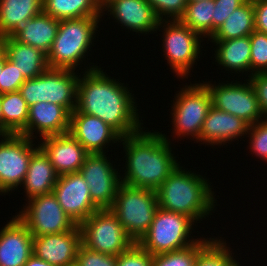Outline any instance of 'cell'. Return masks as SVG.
<instances>
[{
    "mask_svg": "<svg viewBox=\"0 0 267 266\" xmlns=\"http://www.w3.org/2000/svg\"><path fill=\"white\" fill-rule=\"evenodd\" d=\"M208 88L212 106L215 109L242 118L249 125L263 120V114L257 99V94L248 78L244 82L236 80L202 81ZM213 82V84L211 83Z\"/></svg>",
    "mask_w": 267,
    "mask_h": 266,
    "instance_id": "11",
    "label": "cell"
},
{
    "mask_svg": "<svg viewBox=\"0 0 267 266\" xmlns=\"http://www.w3.org/2000/svg\"><path fill=\"white\" fill-rule=\"evenodd\" d=\"M26 78L4 53V65L0 76V94L19 91Z\"/></svg>",
    "mask_w": 267,
    "mask_h": 266,
    "instance_id": "38",
    "label": "cell"
},
{
    "mask_svg": "<svg viewBox=\"0 0 267 266\" xmlns=\"http://www.w3.org/2000/svg\"><path fill=\"white\" fill-rule=\"evenodd\" d=\"M194 226L197 227L190 217L158 208L150 228L137 244L152 256L181 250L200 239L193 238Z\"/></svg>",
    "mask_w": 267,
    "mask_h": 266,
    "instance_id": "6",
    "label": "cell"
},
{
    "mask_svg": "<svg viewBox=\"0 0 267 266\" xmlns=\"http://www.w3.org/2000/svg\"><path fill=\"white\" fill-rule=\"evenodd\" d=\"M211 184L206 176L179 164L156 190L159 208L184 214L195 223H201L215 213V206H218Z\"/></svg>",
    "mask_w": 267,
    "mask_h": 266,
    "instance_id": "3",
    "label": "cell"
},
{
    "mask_svg": "<svg viewBox=\"0 0 267 266\" xmlns=\"http://www.w3.org/2000/svg\"><path fill=\"white\" fill-rule=\"evenodd\" d=\"M234 254L224 238L214 237L198 253L194 266H242Z\"/></svg>",
    "mask_w": 267,
    "mask_h": 266,
    "instance_id": "32",
    "label": "cell"
},
{
    "mask_svg": "<svg viewBox=\"0 0 267 266\" xmlns=\"http://www.w3.org/2000/svg\"><path fill=\"white\" fill-rule=\"evenodd\" d=\"M58 176L49 157L39 147L31 156L25 180L21 186L26 196L25 201L35 196L52 193Z\"/></svg>",
    "mask_w": 267,
    "mask_h": 266,
    "instance_id": "24",
    "label": "cell"
},
{
    "mask_svg": "<svg viewBox=\"0 0 267 266\" xmlns=\"http://www.w3.org/2000/svg\"><path fill=\"white\" fill-rule=\"evenodd\" d=\"M208 41L213 43L212 45H215L216 48L213 47L215 56L210 58H215V62L218 63L217 66L222 67L221 70L225 69L230 74L234 73L236 75L241 73V76L244 74L246 75L244 79L251 76L250 36Z\"/></svg>",
    "mask_w": 267,
    "mask_h": 266,
    "instance_id": "23",
    "label": "cell"
},
{
    "mask_svg": "<svg viewBox=\"0 0 267 266\" xmlns=\"http://www.w3.org/2000/svg\"><path fill=\"white\" fill-rule=\"evenodd\" d=\"M69 133L89 154L107 153L109 146L120 144L121 140V136L104 121L81 112L71 113Z\"/></svg>",
    "mask_w": 267,
    "mask_h": 266,
    "instance_id": "16",
    "label": "cell"
},
{
    "mask_svg": "<svg viewBox=\"0 0 267 266\" xmlns=\"http://www.w3.org/2000/svg\"><path fill=\"white\" fill-rule=\"evenodd\" d=\"M104 14L110 15L115 23L120 24L128 32L132 31L136 35L138 33L139 36L157 33L160 21L146 0H116L102 11V17Z\"/></svg>",
    "mask_w": 267,
    "mask_h": 266,
    "instance_id": "18",
    "label": "cell"
},
{
    "mask_svg": "<svg viewBox=\"0 0 267 266\" xmlns=\"http://www.w3.org/2000/svg\"><path fill=\"white\" fill-rule=\"evenodd\" d=\"M43 12L57 20L102 17L98 0H43Z\"/></svg>",
    "mask_w": 267,
    "mask_h": 266,
    "instance_id": "29",
    "label": "cell"
},
{
    "mask_svg": "<svg viewBox=\"0 0 267 266\" xmlns=\"http://www.w3.org/2000/svg\"><path fill=\"white\" fill-rule=\"evenodd\" d=\"M255 31L253 0L236 8L208 40H229L250 36Z\"/></svg>",
    "mask_w": 267,
    "mask_h": 266,
    "instance_id": "28",
    "label": "cell"
},
{
    "mask_svg": "<svg viewBox=\"0 0 267 266\" xmlns=\"http://www.w3.org/2000/svg\"><path fill=\"white\" fill-rule=\"evenodd\" d=\"M75 266H117V256L94 251L81 243Z\"/></svg>",
    "mask_w": 267,
    "mask_h": 266,
    "instance_id": "37",
    "label": "cell"
},
{
    "mask_svg": "<svg viewBox=\"0 0 267 266\" xmlns=\"http://www.w3.org/2000/svg\"><path fill=\"white\" fill-rule=\"evenodd\" d=\"M80 228L82 243L100 253L118 256L135 244L110 209L95 211Z\"/></svg>",
    "mask_w": 267,
    "mask_h": 266,
    "instance_id": "10",
    "label": "cell"
},
{
    "mask_svg": "<svg viewBox=\"0 0 267 266\" xmlns=\"http://www.w3.org/2000/svg\"><path fill=\"white\" fill-rule=\"evenodd\" d=\"M3 65H4V53L0 56V76H1Z\"/></svg>",
    "mask_w": 267,
    "mask_h": 266,
    "instance_id": "47",
    "label": "cell"
},
{
    "mask_svg": "<svg viewBox=\"0 0 267 266\" xmlns=\"http://www.w3.org/2000/svg\"><path fill=\"white\" fill-rule=\"evenodd\" d=\"M179 89L175 92L171 105L172 117H169L172 118L171 137L177 138L178 141L179 138L180 140L190 138L189 140L197 143L203 122L212 107L211 95L207 86L201 81L195 84L190 82L188 85L186 83Z\"/></svg>",
    "mask_w": 267,
    "mask_h": 266,
    "instance_id": "5",
    "label": "cell"
},
{
    "mask_svg": "<svg viewBox=\"0 0 267 266\" xmlns=\"http://www.w3.org/2000/svg\"><path fill=\"white\" fill-rule=\"evenodd\" d=\"M3 134H21L27 126L28 109L19 91L0 94Z\"/></svg>",
    "mask_w": 267,
    "mask_h": 266,
    "instance_id": "30",
    "label": "cell"
},
{
    "mask_svg": "<svg viewBox=\"0 0 267 266\" xmlns=\"http://www.w3.org/2000/svg\"><path fill=\"white\" fill-rule=\"evenodd\" d=\"M116 0H98L101 11H103L110 3Z\"/></svg>",
    "mask_w": 267,
    "mask_h": 266,
    "instance_id": "44",
    "label": "cell"
},
{
    "mask_svg": "<svg viewBox=\"0 0 267 266\" xmlns=\"http://www.w3.org/2000/svg\"><path fill=\"white\" fill-rule=\"evenodd\" d=\"M60 21L43 11L27 20L12 36L19 42L48 53L58 33Z\"/></svg>",
    "mask_w": 267,
    "mask_h": 266,
    "instance_id": "26",
    "label": "cell"
},
{
    "mask_svg": "<svg viewBox=\"0 0 267 266\" xmlns=\"http://www.w3.org/2000/svg\"><path fill=\"white\" fill-rule=\"evenodd\" d=\"M35 143V140L21 134H0L1 196L11 195L22 186L31 156L39 148V143Z\"/></svg>",
    "mask_w": 267,
    "mask_h": 266,
    "instance_id": "12",
    "label": "cell"
},
{
    "mask_svg": "<svg viewBox=\"0 0 267 266\" xmlns=\"http://www.w3.org/2000/svg\"><path fill=\"white\" fill-rule=\"evenodd\" d=\"M251 75L267 70V34L255 30L250 35Z\"/></svg>",
    "mask_w": 267,
    "mask_h": 266,
    "instance_id": "34",
    "label": "cell"
},
{
    "mask_svg": "<svg viewBox=\"0 0 267 266\" xmlns=\"http://www.w3.org/2000/svg\"><path fill=\"white\" fill-rule=\"evenodd\" d=\"M202 236V237H201ZM199 236L200 239L193 245L172 252L153 255L152 266H194L198 253L213 239Z\"/></svg>",
    "mask_w": 267,
    "mask_h": 266,
    "instance_id": "33",
    "label": "cell"
},
{
    "mask_svg": "<svg viewBox=\"0 0 267 266\" xmlns=\"http://www.w3.org/2000/svg\"><path fill=\"white\" fill-rule=\"evenodd\" d=\"M153 256L135 243L117 256V266H152Z\"/></svg>",
    "mask_w": 267,
    "mask_h": 266,
    "instance_id": "39",
    "label": "cell"
},
{
    "mask_svg": "<svg viewBox=\"0 0 267 266\" xmlns=\"http://www.w3.org/2000/svg\"><path fill=\"white\" fill-rule=\"evenodd\" d=\"M33 236L15 215L0 229V266H24L33 255Z\"/></svg>",
    "mask_w": 267,
    "mask_h": 266,
    "instance_id": "22",
    "label": "cell"
},
{
    "mask_svg": "<svg viewBox=\"0 0 267 266\" xmlns=\"http://www.w3.org/2000/svg\"><path fill=\"white\" fill-rule=\"evenodd\" d=\"M19 208L17 217L26 225L33 237L59 234L73 230L77 225L62 209L52 193L35 196Z\"/></svg>",
    "mask_w": 267,
    "mask_h": 266,
    "instance_id": "13",
    "label": "cell"
},
{
    "mask_svg": "<svg viewBox=\"0 0 267 266\" xmlns=\"http://www.w3.org/2000/svg\"><path fill=\"white\" fill-rule=\"evenodd\" d=\"M101 21L102 17L60 20L58 33L47 53L48 67L75 71H88L100 67L96 63H89L86 56L88 57L89 51L93 50L91 47H95L93 41L95 37L98 38L95 34L100 32L98 29ZM81 63L86 64L87 69Z\"/></svg>",
    "mask_w": 267,
    "mask_h": 266,
    "instance_id": "4",
    "label": "cell"
},
{
    "mask_svg": "<svg viewBox=\"0 0 267 266\" xmlns=\"http://www.w3.org/2000/svg\"><path fill=\"white\" fill-rule=\"evenodd\" d=\"M248 128L249 124L242 118L212 106L203 122L200 138L197 142H200L201 145L212 146V148H215L216 145L225 147L227 143L245 138Z\"/></svg>",
    "mask_w": 267,
    "mask_h": 266,
    "instance_id": "21",
    "label": "cell"
},
{
    "mask_svg": "<svg viewBox=\"0 0 267 266\" xmlns=\"http://www.w3.org/2000/svg\"><path fill=\"white\" fill-rule=\"evenodd\" d=\"M81 243V228L77 225L71 231L33 237V254L54 266H75Z\"/></svg>",
    "mask_w": 267,
    "mask_h": 266,
    "instance_id": "17",
    "label": "cell"
},
{
    "mask_svg": "<svg viewBox=\"0 0 267 266\" xmlns=\"http://www.w3.org/2000/svg\"><path fill=\"white\" fill-rule=\"evenodd\" d=\"M70 120L71 113L65 107L38 102L29 107L27 126L21 135L38 141L39 138L65 134L69 132Z\"/></svg>",
    "mask_w": 267,
    "mask_h": 266,
    "instance_id": "19",
    "label": "cell"
},
{
    "mask_svg": "<svg viewBox=\"0 0 267 266\" xmlns=\"http://www.w3.org/2000/svg\"><path fill=\"white\" fill-rule=\"evenodd\" d=\"M157 18L161 20H179L187 6V0H146Z\"/></svg>",
    "mask_w": 267,
    "mask_h": 266,
    "instance_id": "36",
    "label": "cell"
},
{
    "mask_svg": "<svg viewBox=\"0 0 267 266\" xmlns=\"http://www.w3.org/2000/svg\"><path fill=\"white\" fill-rule=\"evenodd\" d=\"M43 0H0V37L11 36L43 11Z\"/></svg>",
    "mask_w": 267,
    "mask_h": 266,
    "instance_id": "27",
    "label": "cell"
},
{
    "mask_svg": "<svg viewBox=\"0 0 267 266\" xmlns=\"http://www.w3.org/2000/svg\"><path fill=\"white\" fill-rule=\"evenodd\" d=\"M79 74L70 69L48 68L41 75L26 79L19 92L28 107L38 102H51L72 113L77 106Z\"/></svg>",
    "mask_w": 267,
    "mask_h": 266,
    "instance_id": "8",
    "label": "cell"
},
{
    "mask_svg": "<svg viewBox=\"0 0 267 266\" xmlns=\"http://www.w3.org/2000/svg\"><path fill=\"white\" fill-rule=\"evenodd\" d=\"M157 31L162 32L163 57L172 70L170 72L179 79H188L198 58L202 57L201 43L205 39L179 20L159 21Z\"/></svg>",
    "mask_w": 267,
    "mask_h": 266,
    "instance_id": "7",
    "label": "cell"
},
{
    "mask_svg": "<svg viewBox=\"0 0 267 266\" xmlns=\"http://www.w3.org/2000/svg\"><path fill=\"white\" fill-rule=\"evenodd\" d=\"M53 194L76 225H81L90 215L99 210L91 199L86 180L79 172L59 175Z\"/></svg>",
    "mask_w": 267,
    "mask_h": 266,
    "instance_id": "15",
    "label": "cell"
},
{
    "mask_svg": "<svg viewBox=\"0 0 267 266\" xmlns=\"http://www.w3.org/2000/svg\"><path fill=\"white\" fill-rule=\"evenodd\" d=\"M247 0H214V12L212 16V35L224 23L233 11Z\"/></svg>",
    "mask_w": 267,
    "mask_h": 266,
    "instance_id": "40",
    "label": "cell"
},
{
    "mask_svg": "<svg viewBox=\"0 0 267 266\" xmlns=\"http://www.w3.org/2000/svg\"><path fill=\"white\" fill-rule=\"evenodd\" d=\"M107 155L108 153L88 154L79 170L89 186L93 203L99 209H110L113 206L122 184L119 168L115 167L117 165Z\"/></svg>",
    "mask_w": 267,
    "mask_h": 266,
    "instance_id": "14",
    "label": "cell"
},
{
    "mask_svg": "<svg viewBox=\"0 0 267 266\" xmlns=\"http://www.w3.org/2000/svg\"><path fill=\"white\" fill-rule=\"evenodd\" d=\"M253 88L257 94V99L263 114V118L267 119V74L255 73L249 78Z\"/></svg>",
    "mask_w": 267,
    "mask_h": 266,
    "instance_id": "41",
    "label": "cell"
},
{
    "mask_svg": "<svg viewBox=\"0 0 267 266\" xmlns=\"http://www.w3.org/2000/svg\"><path fill=\"white\" fill-rule=\"evenodd\" d=\"M24 266H54L48 262L37 258L34 254L27 260Z\"/></svg>",
    "mask_w": 267,
    "mask_h": 266,
    "instance_id": "43",
    "label": "cell"
},
{
    "mask_svg": "<svg viewBox=\"0 0 267 266\" xmlns=\"http://www.w3.org/2000/svg\"><path fill=\"white\" fill-rule=\"evenodd\" d=\"M4 53L3 37H0V56Z\"/></svg>",
    "mask_w": 267,
    "mask_h": 266,
    "instance_id": "46",
    "label": "cell"
},
{
    "mask_svg": "<svg viewBox=\"0 0 267 266\" xmlns=\"http://www.w3.org/2000/svg\"><path fill=\"white\" fill-rule=\"evenodd\" d=\"M0 134H3V114H2L1 102H0Z\"/></svg>",
    "mask_w": 267,
    "mask_h": 266,
    "instance_id": "45",
    "label": "cell"
},
{
    "mask_svg": "<svg viewBox=\"0 0 267 266\" xmlns=\"http://www.w3.org/2000/svg\"><path fill=\"white\" fill-rule=\"evenodd\" d=\"M102 68L103 66L80 73L77 106L73 112L98 117L121 137L139 132L144 123L141 122L140 112L138 113V98L134 97V91L127 87L129 84L121 83L120 78H112Z\"/></svg>",
    "mask_w": 267,
    "mask_h": 266,
    "instance_id": "1",
    "label": "cell"
},
{
    "mask_svg": "<svg viewBox=\"0 0 267 266\" xmlns=\"http://www.w3.org/2000/svg\"><path fill=\"white\" fill-rule=\"evenodd\" d=\"M246 137L250 139L247 140L250 153L267 164V119L249 125Z\"/></svg>",
    "mask_w": 267,
    "mask_h": 266,
    "instance_id": "35",
    "label": "cell"
},
{
    "mask_svg": "<svg viewBox=\"0 0 267 266\" xmlns=\"http://www.w3.org/2000/svg\"><path fill=\"white\" fill-rule=\"evenodd\" d=\"M158 208L155 190L130 187L122 183L110 210L137 243L150 228Z\"/></svg>",
    "mask_w": 267,
    "mask_h": 266,
    "instance_id": "9",
    "label": "cell"
},
{
    "mask_svg": "<svg viewBox=\"0 0 267 266\" xmlns=\"http://www.w3.org/2000/svg\"><path fill=\"white\" fill-rule=\"evenodd\" d=\"M199 1H203V0H187V3L199 2Z\"/></svg>",
    "mask_w": 267,
    "mask_h": 266,
    "instance_id": "48",
    "label": "cell"
},
{
    "mask_svg": "<svg viewBox=\"0 0 267 266\" xmlns=\"http://www.w3.org/2000/svg\"><path fill=\"white\" fill-rule=\"evenodd\" d=\"M4 53L26 79L41 75L49 67L47 54L41 49L17 41L12 35L3 37Z\"/></svg>",
    "mask_w": 267,
    "mask_h": 266,
    "instance_id": "25",
    "label": "cell"
},
{
    "mask_svg": "<svg viewBox=\"0 0 267 266\" xmlns=\"http://www.w3.org/2000/svg\"><path fill=\"white\" fill-rule=\"evenodd\" d=\"M255 11V30L267 34V0H253Z\"/></svg>",
    "mask_w": 267,
    "mask_h": 266,
    "instance_id": "42",
    "label": "cell"
},
{
    "mask_svg": "<svg viewBox=\"0 0 267 266\" xmlns=\"http://www.w3.org/2000/svg\"><path fill=\"white\" fill-rule=\"evenodd\" d=\"M37 142L58 175L79 172L89 154L69 132L47 136Z\"/></svg>",
    "mask_w": 267,
    "mask_h": 266,
    "instance_id": "20",
    "label": "cell"
},
{
    "mask_svg": "<svg viewBox=\"0 0 267 266\" xmlns=\"http://www.w3.org/2000/svg\"><path fill=\"white\" fill-rule=\"evenodd\" d=\"M214 6V0L188 3L179 21L199 33L203 38L209 39L212 36Z\"/></svg>",
    "mask_w": 267,
    "mask_h": 266,
    "instance_id": "31",
    "label": "cell"
},
{
    "mask_svg": "<svg viewBox=\"0 0 267 266\" xmlns=\"http://www.w3.org/2000/svg\"><path fill=\"white\" fill-rule=\"evenodd\" d=\"M121 137L120 146L126 154L121 173L122 183L130 187L157 190L181 164L172 150V141L158 130H145ZM125 169V170H124Z\"/></svg>",
    "mask_w": 267,
    "mask_h": 266,
    "instance_id": "2",
    "label": "cell"
}]
</instances>
